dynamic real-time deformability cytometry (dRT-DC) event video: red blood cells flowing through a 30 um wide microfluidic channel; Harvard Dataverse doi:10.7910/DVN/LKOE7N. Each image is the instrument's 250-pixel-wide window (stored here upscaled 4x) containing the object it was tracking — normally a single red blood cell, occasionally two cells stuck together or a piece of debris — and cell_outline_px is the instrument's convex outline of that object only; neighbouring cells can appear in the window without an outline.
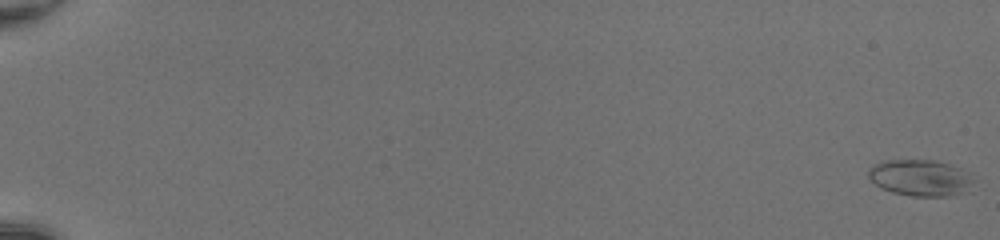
{"species": "common noctule bat (a hibernating species)", "species_latin": "Nyctalus noctula", "temperature_condition": "room temperature", "stored_images_in_passage": 53, "camera_frame_rate_fps": 3000, "um_per_image_px": 0.085, "animal": {"sex": "female", "body_mass_g": 20.0, "forearm_length_mm": 54.0}, "frame": {"image": 1, "passage_image": 1, "time_ms": 0.0, "image_size_px": [1000, 240], "cell_outline_px": [[976, 180], [972, 192], [948, 196], [912, 196], [892, 192], [880, 188], [868, 176], [868, 168], [872, 164], [884, 160], [936, 160], [960, 168], [968, 172]], "centroid_in_image_um": [78.3, 15.12], "position_along_channel_um": 6.7, "area_um2": 22.89}}
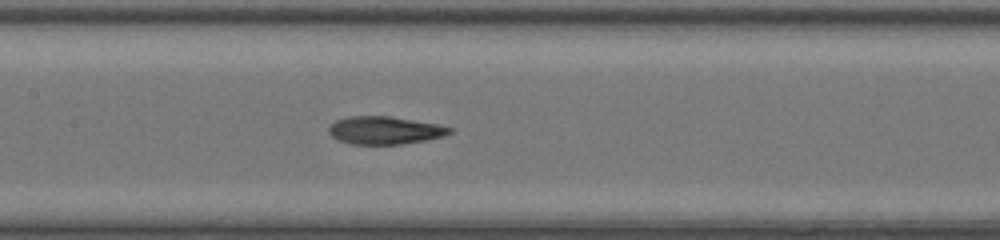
{"frame": {"image": 2, "passage_image": 29, "time_ms": 9.333, "image_size_px": [1000, 240], "cell_outline_px": [[456, 128], [452, 132], [444, 136], [424, 140], [400, 144], [352, 144], [336, 140], [328, 132], [328, 128], [336, 120], [348, 116], [392, 116], [436, 124]], "centroid_in_image_um": [32.7, 11.07], "position_along_channel_um": 174.7, "area_um2": 19.65}}
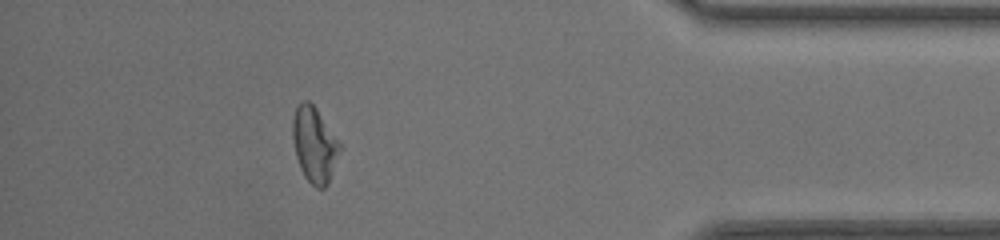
{"frame": {"image": 3, "passage_image": 48, "time_ms": 15.667, "image_size_px": [1000, 240], "cell_outline_px": [[344, 144], [328, 184], [324, 188], [316, 188], [304, 176], [300, 168], [296, 156], [292, 136], [292, 120], [296, 108], [300, 100], [308, 100], [316, 108]], "centroid_in_image_um": [26.77, 12.28], "position_along_channel_um": 408.4, "area_um2": 21.27}, "authors_computed_cell_mechanics": {"area_um2": 20.8658, "velocity_mm_per_s": 4.2237, "shape_relaxation_time_tau1_ms": 8.7142, "shape_relaxation_time_tau2_ms": 2.1416, "deformation_change_tau1": 0.2933, "deformation_change_tau2": 0.1147}}